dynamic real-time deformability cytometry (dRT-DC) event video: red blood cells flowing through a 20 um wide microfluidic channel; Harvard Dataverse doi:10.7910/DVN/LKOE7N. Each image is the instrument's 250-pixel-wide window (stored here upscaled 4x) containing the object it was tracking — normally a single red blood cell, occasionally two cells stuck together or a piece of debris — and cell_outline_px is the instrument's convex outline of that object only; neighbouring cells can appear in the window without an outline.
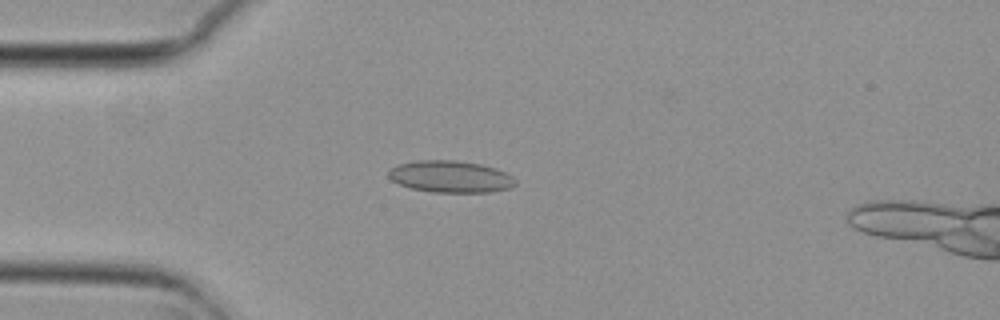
{"species": "common noctule bat (a hibernating species)", "species_latin": "Nyctalus noctula", "temperature_condition": "cold", "stored_images_in_passage": 54, "camera_frame_rate_fps": 3000, "um_per_image_px": 0.085, "animal": {"sex": "female", "body_mass_g": 29.2, "forearm_length_mm": 56.3}, "frame": {"image": 1, "passage_image": 14, "time_ms": 4.333, "image_size_px": [1000, 320], "cell_outline_px": [[516, 184], [512, 188], [488, 192], [432, 192], [412, 188], [400, 184], [392, 180], [388, 176], [388, 172], [392, 168], [400, 164], [416, 160], [456, 160], [480, 164], [496, 168], [512, 176], [516, 180]], "centroid_in_image_um": [38.32, 15.01], "position_along_channel_um": 46.7, "area_um2": 23.47}}
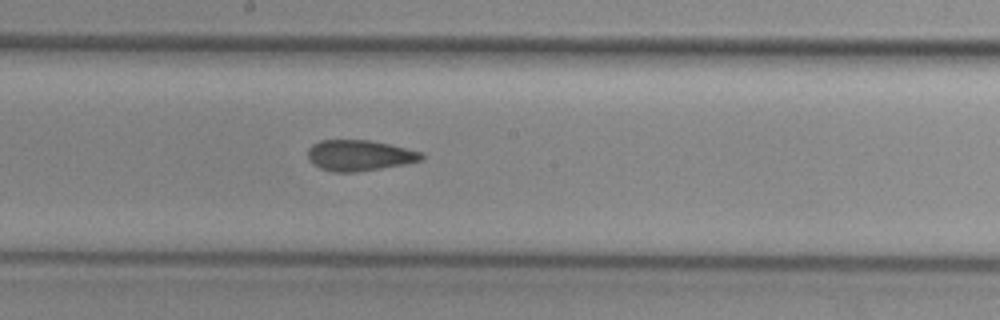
{"frame": {"image": 2, "passage_image": 29, "time_ms": 9.333, "image_size_px": [1000, 320], "cell_outline_px": [[424, 160], [404, 164], [356, 172], [332, 172], [320, 168], [308, 156], [308, 148], [312, 144], [320, 140], [368, 140], [388, 144], [420, 152], [424, 156]], "centroid_in_image_um": [30.54, 13.21], "position_along_channel_um": 217.7, "area_um2": 20.11}}
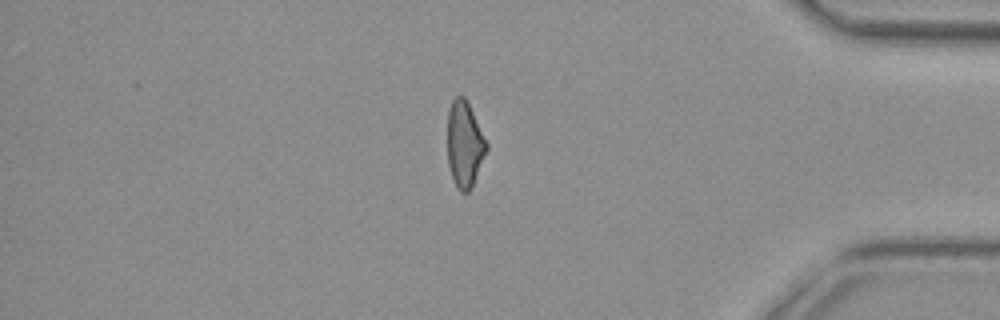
{"frame": {"image": 3, "passage_image": 46, "time_ms": 15.0, "image_size_px": [1000, 320], "cell_outline_px": [[488, 148], [472, 188], [468, 192], [460, 192], [456, 188], [448, 164], [448, 112], [452, 100], [456, 96], [464, 96], [488, 144]], "centroid_in_image_um": [39.49, 12.31], "position_along_channel_um": 395.7, "area_um2": 19.42}}